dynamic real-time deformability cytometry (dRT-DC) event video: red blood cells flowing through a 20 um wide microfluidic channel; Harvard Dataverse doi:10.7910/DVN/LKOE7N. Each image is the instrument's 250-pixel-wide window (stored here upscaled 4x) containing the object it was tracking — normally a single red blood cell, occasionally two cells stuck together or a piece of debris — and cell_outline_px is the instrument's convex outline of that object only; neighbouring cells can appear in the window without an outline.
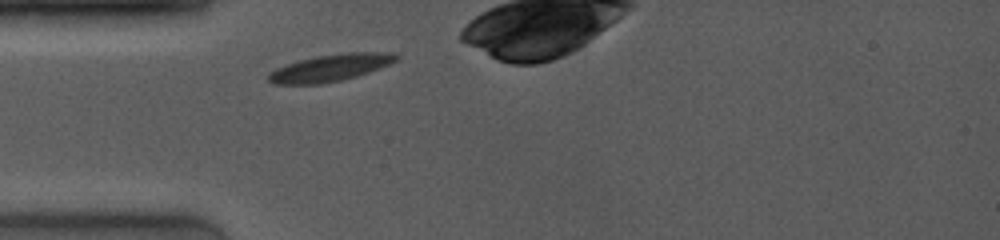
{"species": "common noctule bat (a hibernating species)", "species_latin": "Nyctalus noctula", "temperature_condition": "room temperature", "stored_images_in_passage": 1, "camera_frame_rate_fps": 4000, "um_per_image_px": 0.085, "animal": {"sex": "female", "body_mass_g": 19.0, "forearm_length_mm": 53.3}, "frame": {"image": 1, "passage_image": 1, "time_ms": 0.0, "image_size_px": [1000, 240], "cell_outline_px": [[400, 56], [396, 60], [380, 68], [356, 76], [340, 80], [320, 84], [276, 84], [268, 80], [268, 72], [276, 68], [300, 60], [316, 56], [348, 52], [392, 52]], "centroid_in_image_um": [28.08, 5.75], "position_along_channel_um": 56.9, "area_um2": 19.88}}